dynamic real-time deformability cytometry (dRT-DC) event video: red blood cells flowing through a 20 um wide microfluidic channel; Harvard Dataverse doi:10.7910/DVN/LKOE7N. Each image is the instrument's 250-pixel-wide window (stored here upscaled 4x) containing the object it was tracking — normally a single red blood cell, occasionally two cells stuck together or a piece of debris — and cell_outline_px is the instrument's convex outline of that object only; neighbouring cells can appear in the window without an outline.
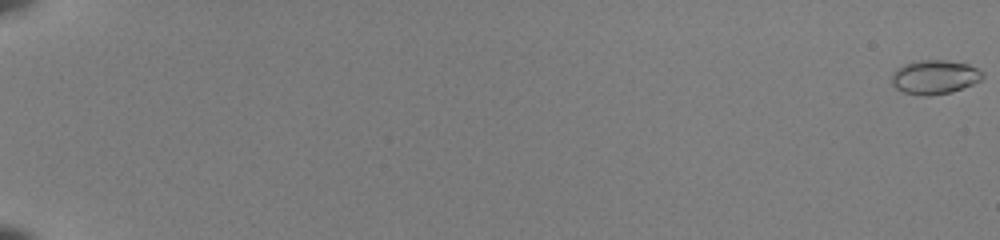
{"species": "common noctule bat (a hibernating species)", "species_latin": "Nyctalus noctula", "temperature_condition": "room temperature", "stored_images_in_passage": 55, "camera_frame_rate_fps": 3000, "um_per_image_px": 0.085, "animal": {"sex": "female", "body_mass_g": 22.0, "forearm_length_mm": 56.7}, "frame": {"image": 1, "passage_image": 1, "time_ms": 0.0, "image_size_px": [1000, 240], "cell_outline_px": [[984, 76], [980, 80], [972, 84], [952, 92], [928, 96], [920, 96], [904, 92], [896, 88], [892, 84], [892, 72], [896, 68], [912, 60], [944, 60], [968, 64], [984, 72]], "centroid_in_image_um": [79.42, 6.54], "position_along_channel_um": 5.6, "area_um2": 18.21}}
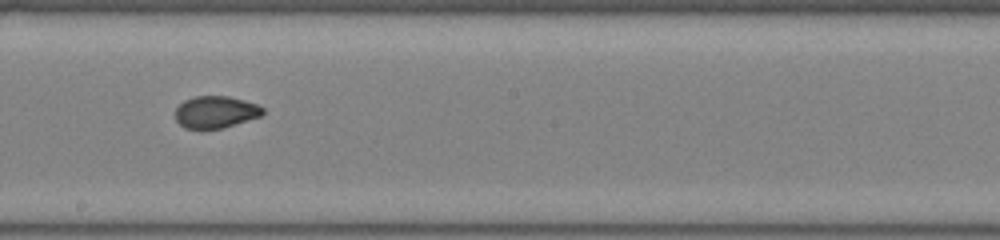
{"frame": {"image": 2, "passage_image": 35, "time_ms": 11.333, "image_size_px": [1000, 240], "cell_outline_px": [[264, 112], [260, 116], [224, 128], [184, 128], [176, 120], [176, 108], [184, 100], [196, 96], [228, 96], [244, 100], [256, 104], [264, 108]], "centroid_in_image_um": [18.33, 9.51], "position_along_channel_um": 229.9, "area_um2": 16.18}}
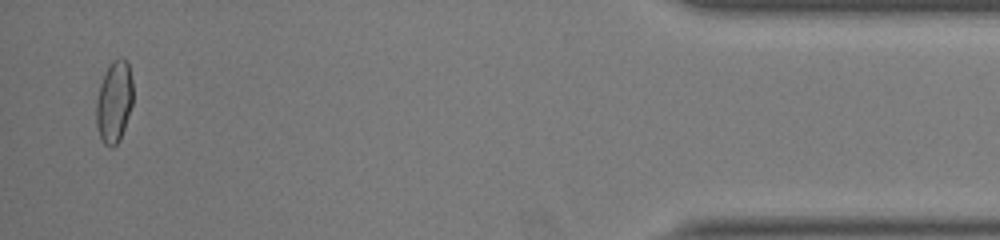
{"frame": {"image": 3, "passage_image": 54, "time_ms": 17.667, "image_size_px": [1000, 240], "cell_outline_px": [[132, 104], [120, 140], [112, 148], [104, 144], [100, 136], [96, 124], [96, 100], [100, 84], [112, 60], [120, 56], [128, 60], [132, 80]], "centroid_in_image_um": [9.71, 8.63], "position_along_channel_um": 425.5, "area_um2": 17.51}}